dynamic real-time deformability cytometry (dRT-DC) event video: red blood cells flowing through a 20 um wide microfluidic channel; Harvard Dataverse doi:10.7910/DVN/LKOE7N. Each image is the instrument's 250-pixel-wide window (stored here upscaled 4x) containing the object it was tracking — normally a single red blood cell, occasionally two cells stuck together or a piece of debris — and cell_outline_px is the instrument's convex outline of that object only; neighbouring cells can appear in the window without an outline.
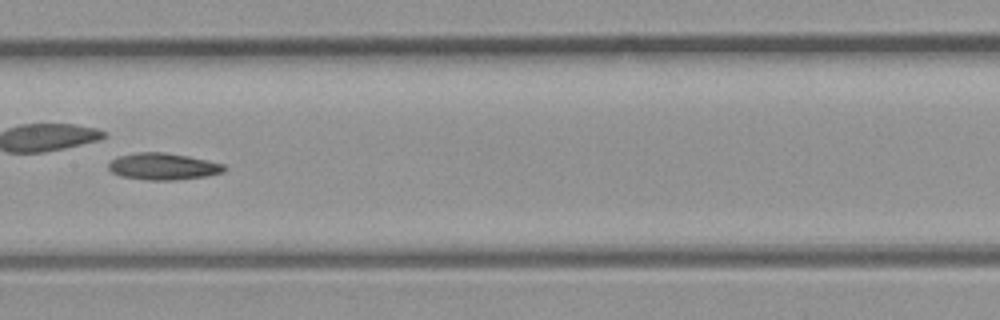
{"species": "common noctule bat (a hibernating species)", "species_latin": "Nyctalus noctula", "temperature_condition": "room temperature", "stored_images_in_passage": 22, "camera_frame_rate_fps": 3000, "um_per_image_px": 0.085, "animal": {"sex": "male", "body_mass_g": 23.1, "forearm_length_mm": 52.7}, "frame": {"image": 1, "passage_image": 10, "time_ms": 3.0, "image_size_px": [1000, 320], "cell_outline_px": [[224, 168], [220, 172], [200, 176], [164, 180], [156, 180], [124, 176], [112, 172], [108, 168], [108, 164], [112, 160], [120, 156], [144, 152], [156, 152], [184, 156], [224, 164]], "centroid_in_image_um": [13.79, 14.14], "position_along_channel_um": 193.6, "area_um2": 16.82}}